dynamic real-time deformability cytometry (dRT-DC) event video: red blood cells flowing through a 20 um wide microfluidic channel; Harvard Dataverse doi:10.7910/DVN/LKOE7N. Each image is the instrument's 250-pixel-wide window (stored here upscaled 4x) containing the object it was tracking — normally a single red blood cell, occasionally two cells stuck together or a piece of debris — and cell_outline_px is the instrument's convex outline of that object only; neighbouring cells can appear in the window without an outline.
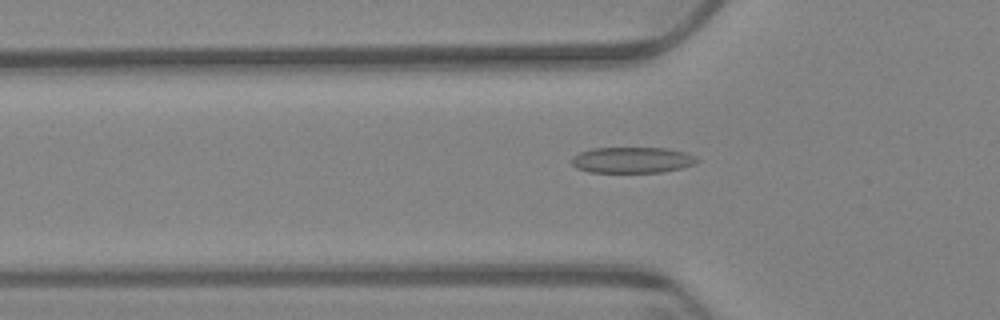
{"species": "Egyptian fruit bat (a non-hibernating species)", "species_latin": "Rousettus aegyptiacus", "temperature_condition": "warm", "stored_images_in_passage": 60, "camera_frame_rate_fps": 3000, "um_per_image_px": 0.085, "animal": {"sex": "female"}, "frame": {"image": 1, "passage_image": 20, "time_ms": 6.333, "image_size_px": [1000, 320], "cell_outline_px": [[700, 160], [696, 164], [680, 168], [660, 172], [588, 172], [576, 168], [568, 160], [572, 156], [580, 152], [592, 148], [668, 148], [684, 152], [696, 156]], "centroid_in_image_um": [53.71, 13.6], "position_along_channel_um": 72.1, "area_um2": 19.13}}
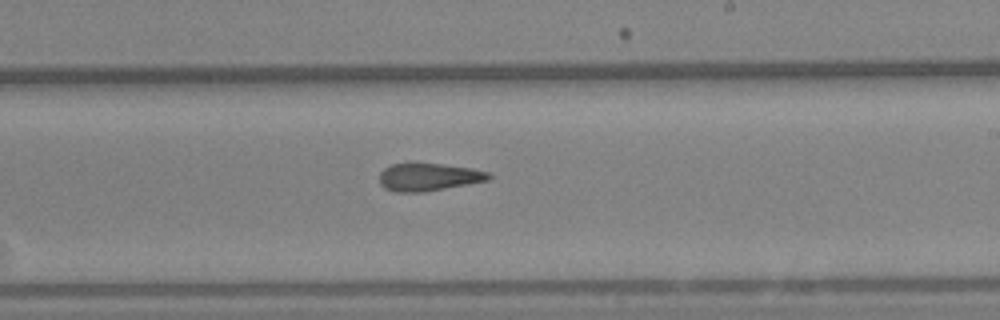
{"frame": {"image": 2, "passage_image": 36, "time_ms": 11.667, "image_size_px": [1000, 320], "cell_outline_px": [[492, 176], [488, 180], [424, 192], [396, 192], [384, 188], [380, 184], [380, 172], [384, 168], [392, 164], [440, 164], [472, 168], [488, 172]], "centroid_in_image_um": [36.41, 15.06], "position_along_channel_um": 252.6, "area_um2": 17.4}}
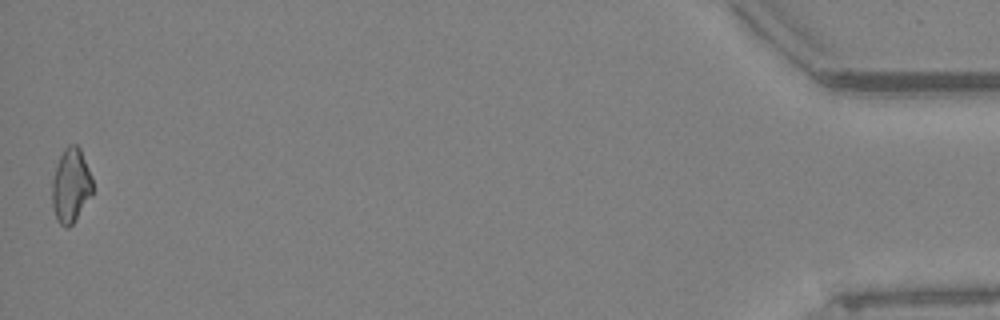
{"frame": {"image": 3, "passage_image": 60, "time_ms": 19.667, "image_size_px": [1000, 320], "cell_outline_px": [[92, 196], [72, 224], [68, 228], [64, 228], [56, 220], [52, 204], [52, 180], [56, 164], [64, 148], [68, 144], [76, 144], [80, 148], [92, 176]], "centroid_in_image_um": [6.02, 15.77], "position_along_channel_um": 429.2, "area_um2": 17.74}, "authors_computed_cell_mechanics": {"area_um2": 18.1781, "velocity_mm_per_s": 3.3894, "shape_relaxation_time_tau1_ms": null, "shape_relaxation_time_tau2_ms": 4.8028, "deformation_change_tau1": null, "deformation_change_tau2": 0.1501}}